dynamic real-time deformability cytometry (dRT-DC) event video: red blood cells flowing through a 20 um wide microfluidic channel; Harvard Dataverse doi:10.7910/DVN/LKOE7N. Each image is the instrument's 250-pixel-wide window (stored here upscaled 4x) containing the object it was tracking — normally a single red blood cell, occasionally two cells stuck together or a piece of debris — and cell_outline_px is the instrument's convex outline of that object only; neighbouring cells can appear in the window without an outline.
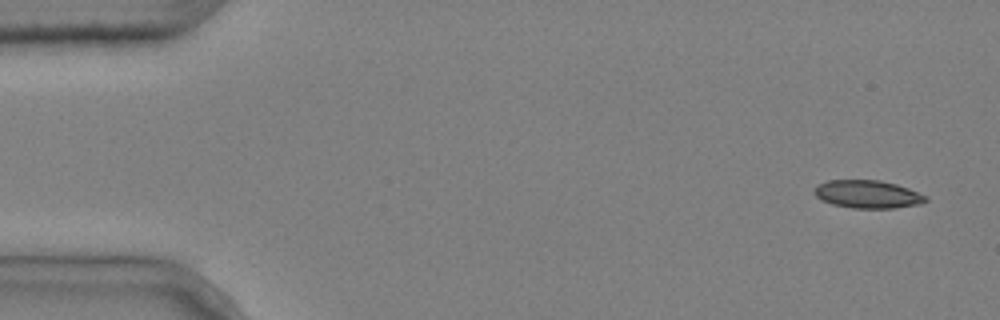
{"species": "common noctule bat (a hibernating species)", "species_latin": "Nyctalus noctula", "temperature_condition": "cold", "stored_images_in_passage": 3, "camera_frame_rate_fps": 3000, "um_per_image_px": 0.085, "animal": {"sex": "male", "body_mass_g": 20.4}, "frame": {"image": 1, "passage_image": 1, "time_ms": 0.0, "image_size_px": [1000, 320], "cell_outline_px": [[928, 200], [920, 204], [896, 208], [852, 208], [832, 204], [820, 200], [812, 192], [816, 184], [828, 180], [880, 180], [896, 184], [908, 188], [928, 196]], "centroid_in_image_um": [73.73, 16.51], "position_along_channel_um": 11.3, "area_um2": 18.38}}